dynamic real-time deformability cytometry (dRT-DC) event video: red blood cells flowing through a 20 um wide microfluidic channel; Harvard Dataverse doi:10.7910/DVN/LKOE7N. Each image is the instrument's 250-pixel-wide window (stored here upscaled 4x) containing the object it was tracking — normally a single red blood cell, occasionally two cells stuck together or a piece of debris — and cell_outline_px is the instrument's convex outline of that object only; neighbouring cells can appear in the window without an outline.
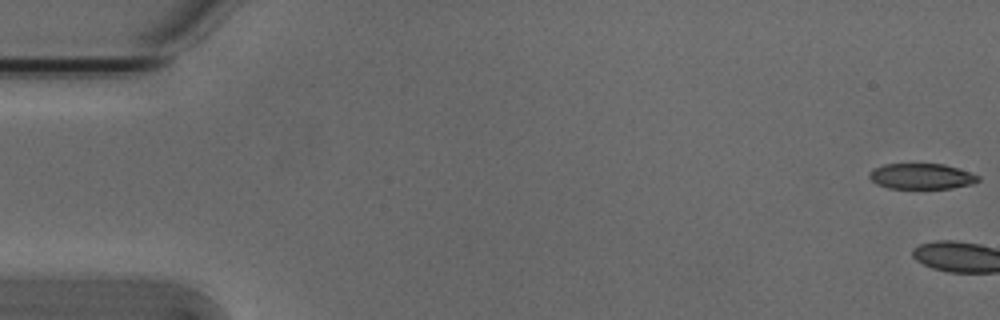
{"species": "Egyptian fruit bat (a non-hibernating species)", "species_latin": "Rousettus aegyptiacus", "temperature_condition": "cold", "stored_images_in_passage": 3, "camera_frame_rate_fps": 3000, "um_per_image_px": 0.085, "animal": {"sex": "male"}, "frame": {"image": 1, "passage_image": 1, "time_ms": 0.0, "image_size_px": [1000, 320], "cell_outline_px": [[980, 180], [972, 184], [952, 188], [888, 188], [876, 184], [868, 176], [868, 172], [872, 168], [884, 164], [944, 164], [980, 176]], "centroid_in_image_um": [78.28, 14.98], "position_along_channel_um": 6.7, "area_um2": 16.24}}